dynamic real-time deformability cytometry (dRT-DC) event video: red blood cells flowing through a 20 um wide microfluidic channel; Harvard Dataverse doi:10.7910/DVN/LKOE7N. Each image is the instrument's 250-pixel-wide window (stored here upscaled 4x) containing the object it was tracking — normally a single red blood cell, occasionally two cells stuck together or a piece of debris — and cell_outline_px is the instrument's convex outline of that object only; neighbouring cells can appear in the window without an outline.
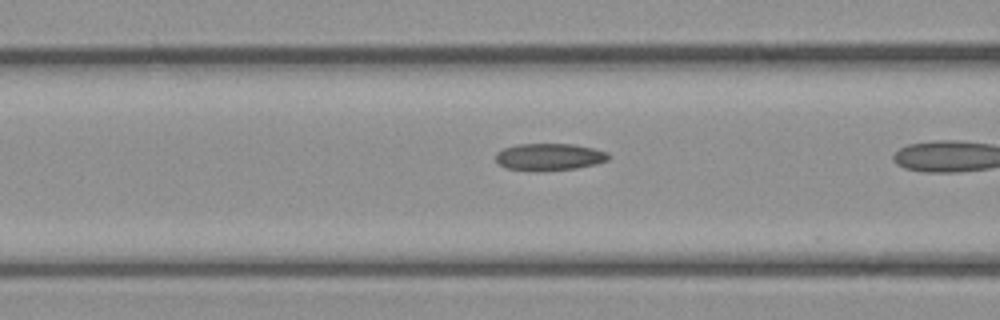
{"species": "common noctule bat (a hibernating species)", "species_latin": "Nyctalus noctula", "temperature_condition": "cold", "stored_images_in_passage": 14, "camera_frame_rate_fps": 3000, "um_per_image_px": 0.085, "animal": {"sex": "female", "body_mass_g": 21.9}, "frame": {"image": 1, "passage_image": 12, "time_ms": 3.667, "image_size_px": [1000, 320], "cell_outline_px": [[608, 160], [596, 164], [576, 168], [540, 172], [528, 172], [504, 168], [496, 160], [496, 152], [504, 148], [516, 144], [572, 144], [592, 148], [608, 152]], "centroid_in_image_um": [46.64, 13.36], "position_along_channel_um": 120.0, "area_um2": 18.09}}